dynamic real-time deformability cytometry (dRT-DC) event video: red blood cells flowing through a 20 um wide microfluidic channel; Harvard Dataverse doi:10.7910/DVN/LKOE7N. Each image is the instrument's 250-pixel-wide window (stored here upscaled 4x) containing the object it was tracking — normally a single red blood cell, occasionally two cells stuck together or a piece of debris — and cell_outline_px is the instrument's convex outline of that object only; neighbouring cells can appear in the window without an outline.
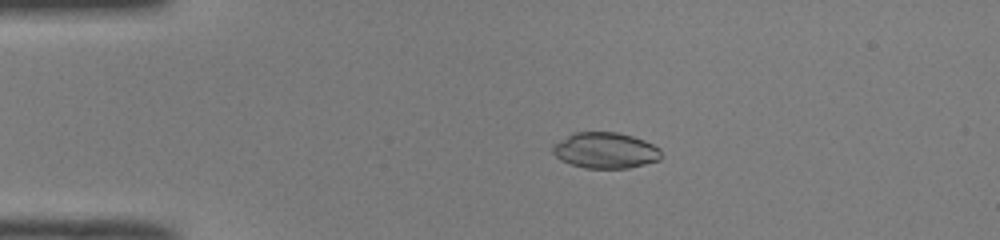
{"species": "common noctule bat (a hibernating species)", "species_latin": "Nyctalus noctula", "temperature_condition": "room temperature", "stored_images_in_passage": 50, "camera_frame_rate_fps": 3000, "um_per_image_px": 0.085, "animal": {"sex": "male", "body_mass_g": 19.0, "forearm_length_mm": 50.8}, "frame": {"image": 1, "passage_image": 10, "time_ms": 3.0, "image_size_px": [1000, 240], "cell_outline_px": [[660, 160], [628, 168], [584, 168], [560, 160], [552, 152], [552, 144], [572, 132], [616, 132], [632, 136], [644, 140], [660, 148]], "centroid_in_image_um": [51.42, 12.78], "position_along_channel_um": 33.6, "area_um2": 22.77}}
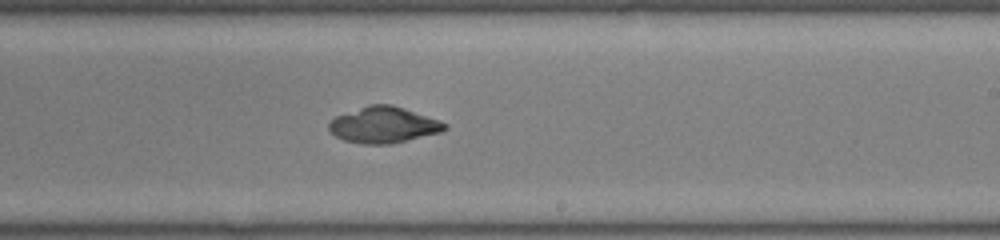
{"frame": {"image": 2, "passage_image": 30, "time_ms": 9.667, "image_size_px": [1000, 240], "cell_outline_px": [[448, 128], [440, 132], [392, 144], [364, 144], [344, 140], [336, 136], [328, 128], [328, 120], [336, 116], [368, 104], [392, 104], [440, 120], [448, 124]], "centroid_in_image_um": [32.6, 10.61], "position_along_channel_um": 256.4, "area_um2": 24.45}}
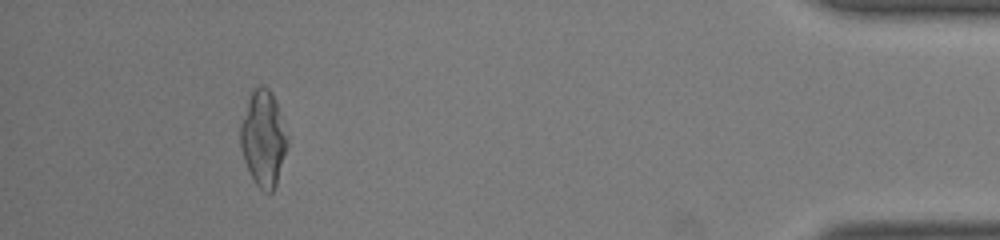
{"frame": {"image": 3, "passage_image": 46, "time_ms": 15.0, "image_size_px": [1000, 240], "cell_outline_px": [[288, 144], [276, 184], [272, 192], [264, 192], [256, 184], [244, 160], [240, 148], [240, 124], [252, 88], [260, 84], [268, 88], [272, 92], [276, 100], [280, 112], [288, 140]], "centroid_in_image_um": [22.37, 11.73], "position_along_channel_um": 412.8, "area_um2": 26.13}, "authors_computed_cell_mechanics": {"area_um2": 24.2182, "velocity_mm_per_s": 4.0392, "shape_relaxation_time_tau1_ms": 9.25, "shape_relaxation_time_tau2_ms": 1.6887, "deformation_change_tau1": 0.2989, "deformation_change_tau2": 0.0346}}